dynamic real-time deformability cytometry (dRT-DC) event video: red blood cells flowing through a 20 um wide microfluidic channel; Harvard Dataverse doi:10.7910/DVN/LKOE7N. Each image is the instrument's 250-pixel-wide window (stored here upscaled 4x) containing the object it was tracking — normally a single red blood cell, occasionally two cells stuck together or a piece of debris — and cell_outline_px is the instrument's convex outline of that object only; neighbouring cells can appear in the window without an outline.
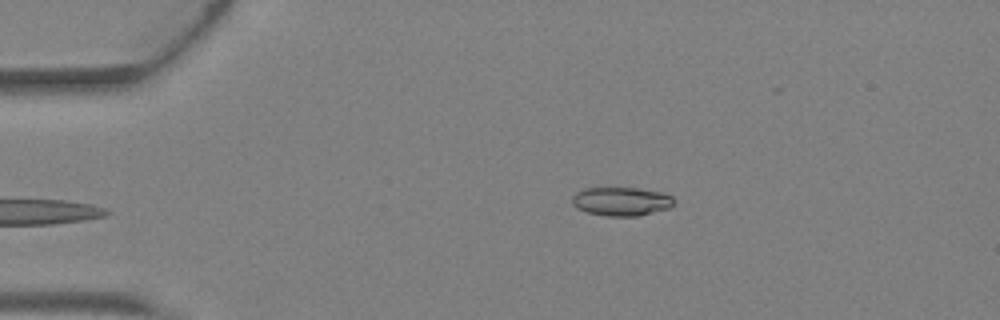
{"species": "Egyptian fruit bat (a non-hibernating species)", "species_latin": "Rousettus aegyptiacus", "temperature_condition": "warm", "stored_images_in_passage": 3, "camera_frame_rate_fps": 3000, "um_per_image_px": 0.085, "animal": {"sex": "female"}, "frame": {"image": 1, "passage_image": 3, "time_ms": 0.667, "image_size_px": [1000, 320], "cell_outline_px": [[676, 204], [672, 208], [636, 216], [608, 216], [588, 212], [576, 208], [572, 204], [572, 196], [576, 192], [584, 188], [636, 188], [664, 192], [672, 196], [676, 200]], "centroid_in_image_um": [52.87, 17.11], "position_along_channel_um": 32.1, "area_um2": 17.28}}